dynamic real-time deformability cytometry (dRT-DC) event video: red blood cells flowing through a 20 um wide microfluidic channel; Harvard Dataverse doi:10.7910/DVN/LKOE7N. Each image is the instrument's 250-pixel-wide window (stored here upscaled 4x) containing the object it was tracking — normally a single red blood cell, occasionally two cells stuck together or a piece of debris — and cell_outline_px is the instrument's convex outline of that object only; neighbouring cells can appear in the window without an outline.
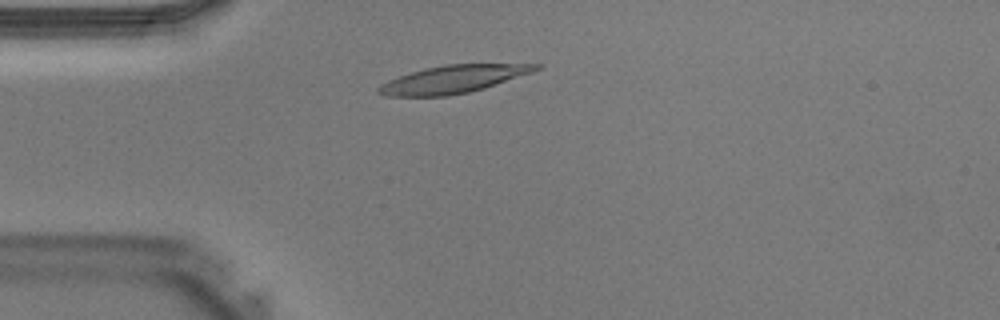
{"species": "Egyptian fruit bat (a non-hibernating species)", "species_latin": "Rousettus aegyptiacus", "temperature_condition": "warm", "stored_images_in_passage": 36, "camera_frame_rate_fps": 3000, "um_per_image_px": 0.085, "animal": {"sex": "male"}, "frame": {"image": 1, "passage_image": 6, "time_ms": 1.667, "image_size_px": [1000, 320], "cell_outline_px": [[544, 64], [540, 68], [532, 72], [484, 88], [468, 92], [448, 96], [384, 96], [376, 92], [376, 88], [380, 84], [388, 80], [424, 68], [448, 64]], "centroid_in_image_um": [38.47, 6.74], "position_along_channel_um": 46.5, "area_um2": 25.2}}
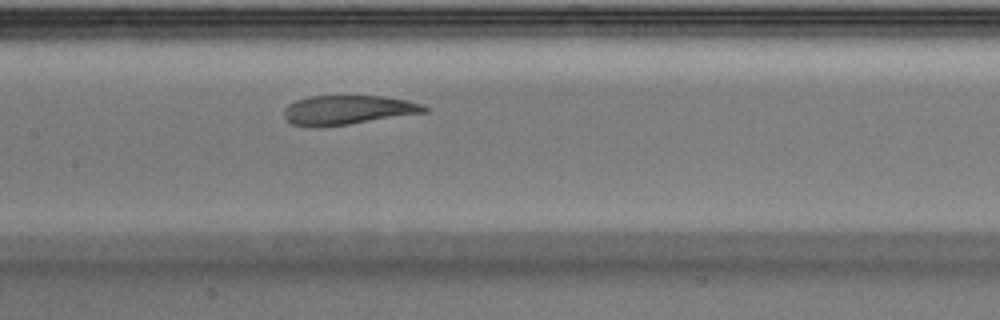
{"frame": {"image": 2, "passage_image": 15, "time_ms": 4.667, "image_size_px": [1000, 320], "cell_outline_px": [[428, 112], [348, 124], [292, 124], [284, 116], [284, 108], [288, 104], [296, 100], [312, 96], [384, 96], [408, 100], [424, 104], [428, 108]], "centroid_in_image_um": [29.66, 9.3], "position_along_channel_um": 177.7, "area_um2": 23.24}}
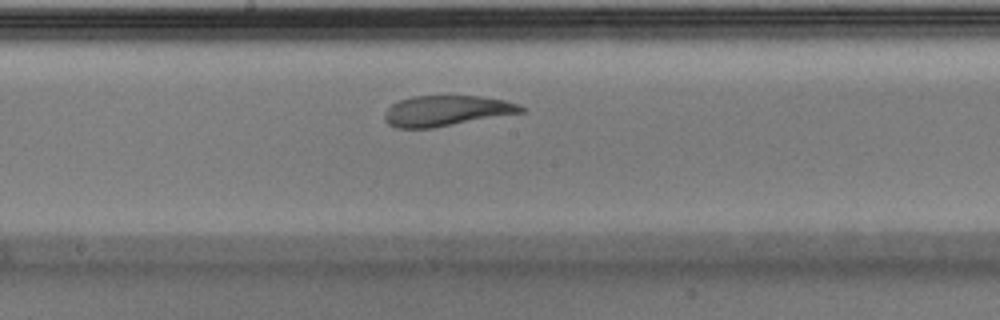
{"frame": {"image": 3, "passage_image": 17, "time_ms": 5.333, "image_size_px": [1000, 320], "cell_outline_px": [[524, 112], [432, 128], [396, 128], [388, 124], [384, 120], [384, 112], [392, 104], [400, 100], [412, 96], [480, 96], [504, 100], [520, 104], [524, 108]], "centroid_in_image_um": [37.92, 9.42], "position_along_channel_um": 210.3, "area_um2": 24.22}}